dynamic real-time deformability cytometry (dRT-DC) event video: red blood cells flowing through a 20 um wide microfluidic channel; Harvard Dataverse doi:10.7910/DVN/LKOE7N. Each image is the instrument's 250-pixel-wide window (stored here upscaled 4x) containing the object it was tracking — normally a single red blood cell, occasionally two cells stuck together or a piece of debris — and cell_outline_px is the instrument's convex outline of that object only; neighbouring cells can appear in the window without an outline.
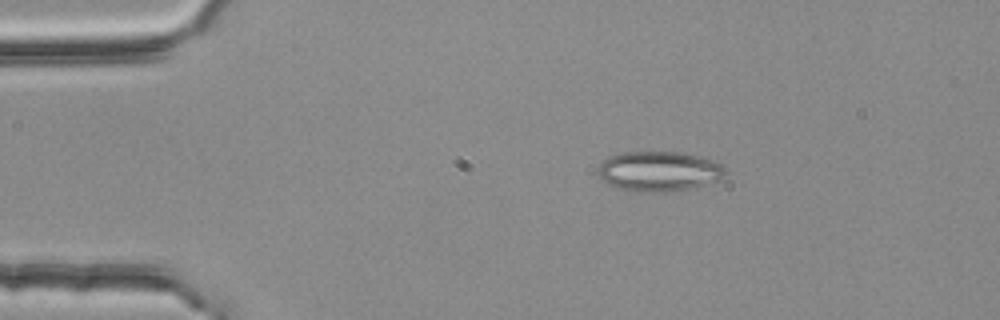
{"species": "common noctule bat (a hibernating species)", "species_latin": "Nyctalus noctula", "temperature_condition": "room temperature", "stored_images_in_passage": 5, "camera_frame_rate_fps": 3000, "um_per_image_px": 0.085, "animal": {"sex": "female", "body_mass_g": 25.1}, "frame": {"image": 1, "passage_image": 2, "time_ms": 0.333, "image_size_px": [1000, 320], "cell_outline_px": [[728, 172], [720, 180], [688, 188], [664, 192], [644, 192], [620, 188], [608, 184], [596, 172], [596, 168], [604, 160], [612, 156], [624, 152], [680, 152], [712, 160], [724, 164]], "centroid_in_image_um": [56.04, 14.55], "position_along_channel_um": 29.0, "area_um2": 29.48}}
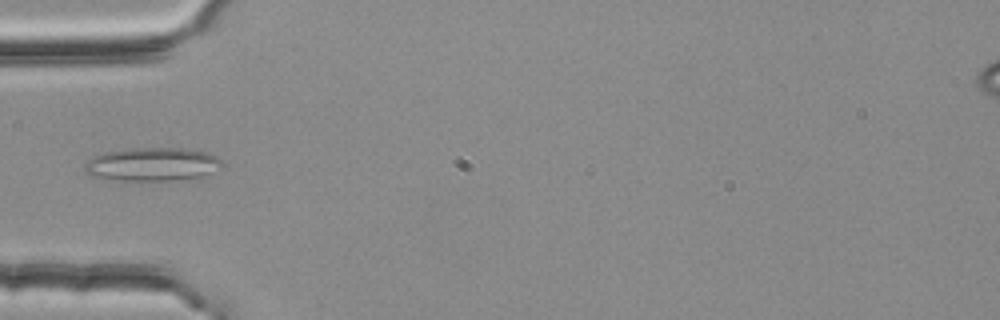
{"frame": {"image": 2, "passage_image": 4, "time_ms": 1.0, "image_size_px": [1000, 320], "cell_outline_px": [[224, 164], [204, 176], [172, 180], [112, 180], [92, 176], [84, 172], [84, 164], [92, 156], [104, 152], [132, 148], [188, 148], [208, 152], [216, 156]], "centroid_in_image_um": [12.91, 13.95], "position_along_channel_um": 72.1, "area_um2": 26.88}}